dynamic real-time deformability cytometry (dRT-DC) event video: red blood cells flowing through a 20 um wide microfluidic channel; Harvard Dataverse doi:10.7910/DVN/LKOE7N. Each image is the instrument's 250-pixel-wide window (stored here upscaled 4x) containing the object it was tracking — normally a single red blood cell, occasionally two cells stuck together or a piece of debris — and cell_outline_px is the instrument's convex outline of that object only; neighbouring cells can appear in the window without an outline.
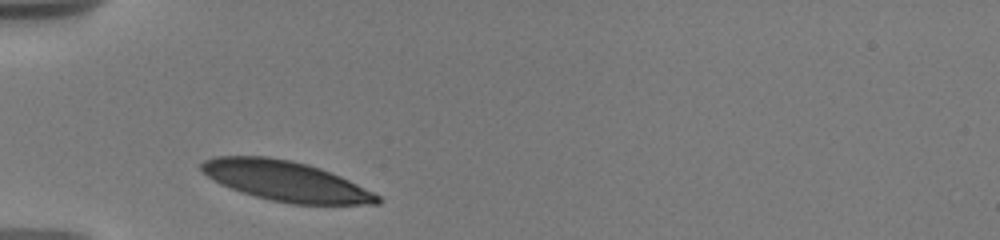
{"species": "human", "species_latin": "Homo sapiens", "temperature_condition": "warm", "stored_images_in_passage": 17, "camera_frame_rate_fps": 3000, "um_per_image_px": 0.085, "donor": {"sex": "male"}, "frame": {"image": 1, "passage_image": 1, "time_ms": 0.0, "image_size_px": [1000, 240], "cell_outline_px": [[384, 200], [380, 204], [292, 204], [272, 200], [256, 196], [220, 184], [212, 180], [200, 168], [200, 164], [204, 160], [216, 156], [268, 156], [292, 160], [308, 164], [320, 168], [340, 176], [380, 196]], "centroid_in_image_um": [24.29, 15.38], "position_along_channel_um": 60.7, "area_um2": 40.81}}
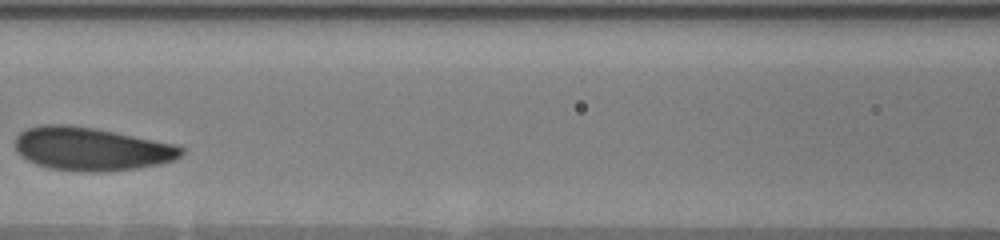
{"frame": {"image": 2, "passage_image": 5, "time_ms": 3.0, "image_size_px": [1000, 240], "cell_outline_px": [[184, 152], [176, 160], [160, 164], [136, 168], [104, 172], [80, 172], [48, 168], [36, 164], [20, 156], [16, 152], [12, 144], [16, 136], [20, 132], [28, 128], [40, 124], [64, 124], [96, 128], [176, 144], [184, 148]], "centroid_in_image_um": [7.73, 12.66], "position_along_channel_um": 158.9, "area_um2": 42.54}}
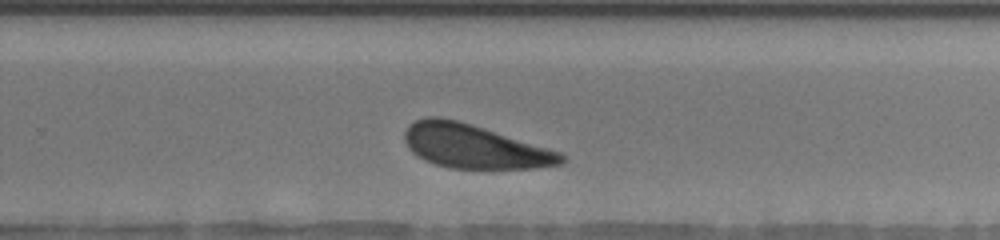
{"frame": {"image": 3, "passage_image": 10, "time_ms": 6.667, "image_size_px": [1000, 240], "cell_outline_px": [[568, 160], [564, 164], [536, 168], [448, 168], [424, 160], [412, 152], [408, 148], [404, 140], [404, 132], [416, 120], [428, 116], [440, 116], [456, 120], [548, 148], [560, 152]], "centroid_in_image_um": [40.31, 12.46], "position_along_channel_um": 289.5, "area_um2": 39.59}, "authors_computed_cell_mechanics": {"area_um2": 40.9802, "velocity_mm_per_s": 3.5665, "shape_relaxation_time_tau1_ms": 1.0148, "shape_relaxation_time_tau2_ms": null, "deformation_change_tau1": 0.0883, "deformation_change_tau2": null}}